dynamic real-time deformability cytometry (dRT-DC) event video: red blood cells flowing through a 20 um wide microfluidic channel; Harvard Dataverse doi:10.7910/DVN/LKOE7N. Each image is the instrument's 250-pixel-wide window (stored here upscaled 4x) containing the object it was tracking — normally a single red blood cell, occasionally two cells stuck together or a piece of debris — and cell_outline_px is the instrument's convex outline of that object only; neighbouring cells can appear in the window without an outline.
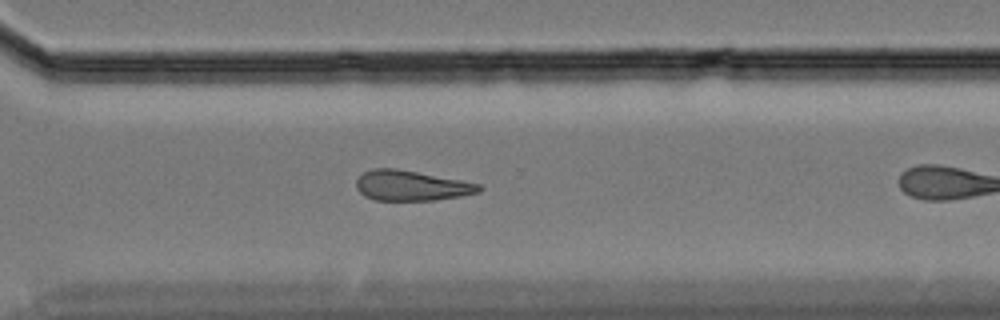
{"species": "Egyptian fruit bat (a non-hibernating species)", "species_latin": "Rousettus aegyptiacus", "temperature_condition": "cold", "stored_images_in_passage": 31, "camera_frame_rate_fps": 3000, "um_per_image_px": 0.085, "animal": {"sex": "female"}, "frame": {"image": 1, "passage_image": 27, "time_ms": 8.667, "image_size_px": [1000, 320], "cell_outline_px": [[484, 188], [480, 192], [464, 196], [436, 200], [376, 200], [364, 196], [356, 188], [356, 180], [364, 172], [372, 168], [396, 168], [460, 180], [480, 184]], "centroid_in_image_um": [34.98, 15.78], "position_along_channel_um": 335.6, "area_um2": 21.68}}